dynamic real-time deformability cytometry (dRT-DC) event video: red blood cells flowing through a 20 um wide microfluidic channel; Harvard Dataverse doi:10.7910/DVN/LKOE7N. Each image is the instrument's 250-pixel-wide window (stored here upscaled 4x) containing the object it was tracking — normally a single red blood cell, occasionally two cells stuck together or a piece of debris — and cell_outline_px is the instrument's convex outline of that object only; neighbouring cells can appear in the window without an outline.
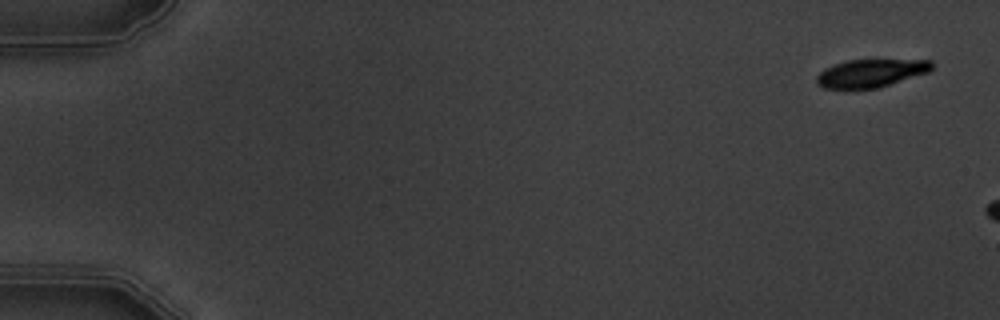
{"species": "common noctule bat (a hibernating species)", "species_latin": "Nyctalus noctula", "temperature_condition": "warm", "stored_images_in_passage": 3, "camera_frame_rate_fps": 3000, "um_per_image_px": 0.085, "animal": {"sex": "male", "body_mass_g": 19.5, "forearm_length_mm": 54.6}, "frame": {"image": 1, "passage_image": 1, "time_ms": 0.0, "image_size_px": [1000, 320], "cell_outline_px": [[932, 68], [928, 72], [880, 88], [824, 88], [816, 84], [816, 76], [824, 68], [848, 60], [932, 60]], "centroid_in_image_um": [74.01, 6.22], "position_along_channel_um": 11.0, "area_um2": 18.67}}